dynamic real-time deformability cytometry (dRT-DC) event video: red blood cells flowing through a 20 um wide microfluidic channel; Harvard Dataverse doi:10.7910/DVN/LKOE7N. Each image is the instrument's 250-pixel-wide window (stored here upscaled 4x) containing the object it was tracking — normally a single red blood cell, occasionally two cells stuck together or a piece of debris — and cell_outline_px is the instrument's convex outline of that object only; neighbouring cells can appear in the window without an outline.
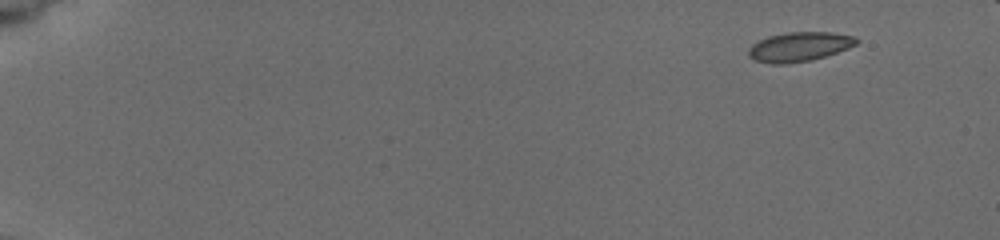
{"species": "common noctule bat (a hibernating species)", "species_latin": "Nyctalus noctula", "temperature_condition": "cold", "stored_images_in_passage": 19, "camera_frame_rate_fps": 3000, "um_per_image_px": 0.085, "animal": {"sex": "female", "body_mass_g": 19.5, "forearm_length_mm": 54.1}, "frame": {"image": 1, "passage_image": 1, "time_ms": 0.0, "image_size_px": [1000, 240], "cell_outline_px": [[860, 40], [856, 44], [848, 48], [812, 60], [788, 64], [772, 64], [756, 60], [748, 56], [748, 48], [752, 44], [768, 36], [788, 32], [832, 32], [856, 36]], "centroid_in_image_um": [67.95, 3.97], "position_along_channel_um": 17.1, "area_um2": 18.55}}
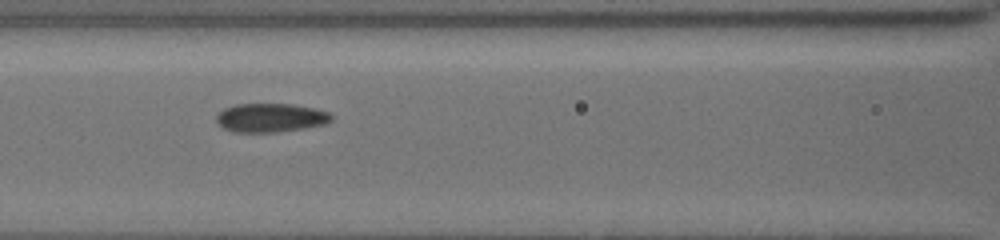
{"frame": {"image": 2, "passage_image": 14, "time_ms": 7.333, "image_size_px": [1000, 240], "cell_outline_px": [[332, 120], [324, 124], [276, 132], [232, 132], [224, 128], [216, 120], [216, 116], [224, 108], [236, 104], [292, 104], [316, 108], [328, 112], [332, 116]], "centroid_in_image_um": [22.99, 10.0], "position_along_channel_um": 143.6, "area_um2": 19.13}}
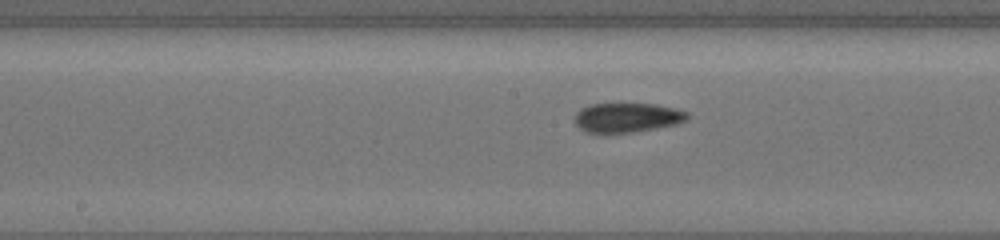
{"frame": {"image": 3, "passage_image": 17, "time_ms": 8.667, "image_size_px": [1000, 240], "cell_outline_px": [[688, 120], [676, 124], [656, 128], [632, 132], [588, 132], [580, 128], [576, 124], [576, 112], [580, 108], [588, 104], [656, 104], [676, 108], [688, 112]], "centroid_in_image_um": [53.34, 9.98], "position_along_channel_um": 194.9, "area_um2": 19.19}}